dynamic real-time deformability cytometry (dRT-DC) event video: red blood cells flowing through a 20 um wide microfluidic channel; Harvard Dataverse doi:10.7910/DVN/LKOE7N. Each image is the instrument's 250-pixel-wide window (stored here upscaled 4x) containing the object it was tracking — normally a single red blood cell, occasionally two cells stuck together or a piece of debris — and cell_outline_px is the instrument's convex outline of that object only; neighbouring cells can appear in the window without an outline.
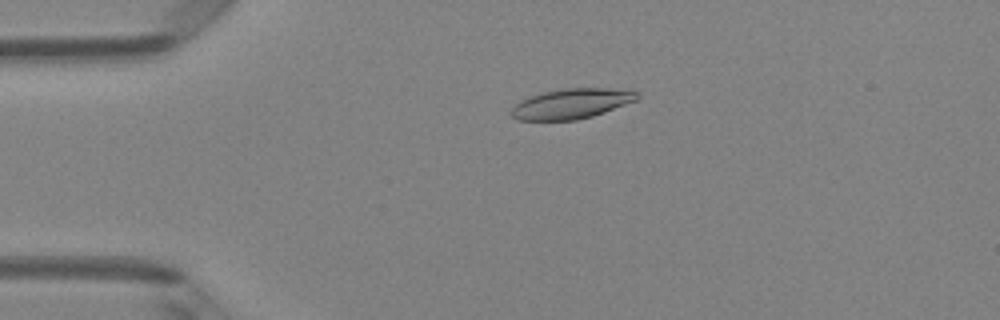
{"species": "Egyptian fruit bat (a non-hibernating species)", "species_latin": "Rousettus aegyptiacus", "temperature_condition": "room temperature", "stored_images_in_passage": 49, "camera_frame_rate_fps": 3000, "um_per_image_px": 0.085, "animal": {"sex": "female"}, "frame": {"image": 1, "passage_image": 11, "time_ms": 3.333, "image_size_px": [1000, 320], "cell_outline_px": [[640, 96], [636, 100], [604, 112], [592, 116], [576, 120], [516, 120], [508, 112], [520, 100], [528, 96], [544, 92], [564, 88], [632, 88], [640, 92]], "centroid_in_image_um": [48.61, 8.79], "position_along_channel_um": 36.4, "area_um2": 22.43}}
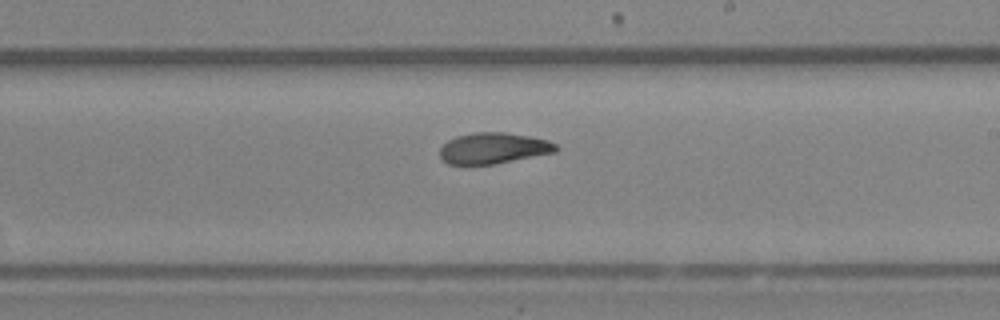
{"frame": {"image": 2, "passage_image": 29, "time_ms": 9.333, "image_size_px": [1000, 320], "cell_outline_px": [[560, 148], [556, 152], [496, 164], [448, 164], [440, 156], [440, 148], [448, 140], [456, 136], [472, 132], [504, 132], [532, 136], [548, 140], [556, 144]], "centroid_in_image_um": [41.98, 12.59], "position_along_channel_um": 247.0, "area_um2": 21.15}}
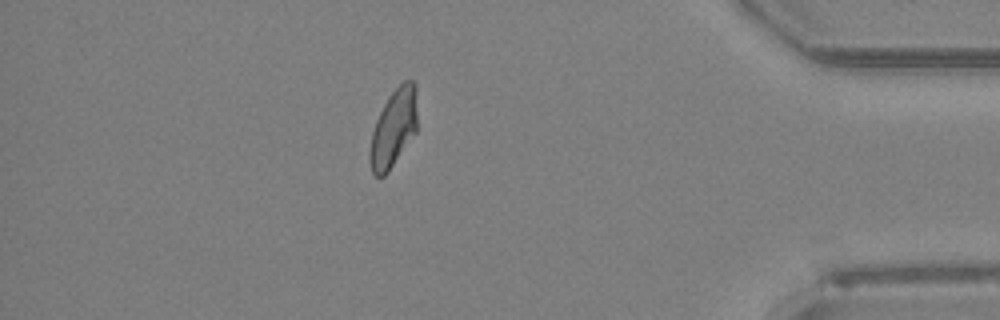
{"frame": {"image": 3, "passage_image": 43, "time_ms": 14.0, "image_size_px": [1000, 320], "cell_outline_px": [[416, 132], [388, 172], [384, 176], [376, 176], [372, 172], [368, 156], [368, 152], [372, 132], [376, 120], [388, 96], [404, 80], [412, 80], [416, 84]], "centroid_in_image_um": [33.44, 10.9], "position_along_channel_um": 401.8, "area_um2": 21.44}, "authors_computed_cell_mechanics": {"area_um2": 21.7328, "velocity_mm_per_s": 4.1504, "shape_relaxation_time_tau1_ms": 5.6304, "shape_relaxation_time_tau2_ms": 2.9135, "deformation_change_tau1": 0.1679, "deformation_change_tau2": 0.09}}